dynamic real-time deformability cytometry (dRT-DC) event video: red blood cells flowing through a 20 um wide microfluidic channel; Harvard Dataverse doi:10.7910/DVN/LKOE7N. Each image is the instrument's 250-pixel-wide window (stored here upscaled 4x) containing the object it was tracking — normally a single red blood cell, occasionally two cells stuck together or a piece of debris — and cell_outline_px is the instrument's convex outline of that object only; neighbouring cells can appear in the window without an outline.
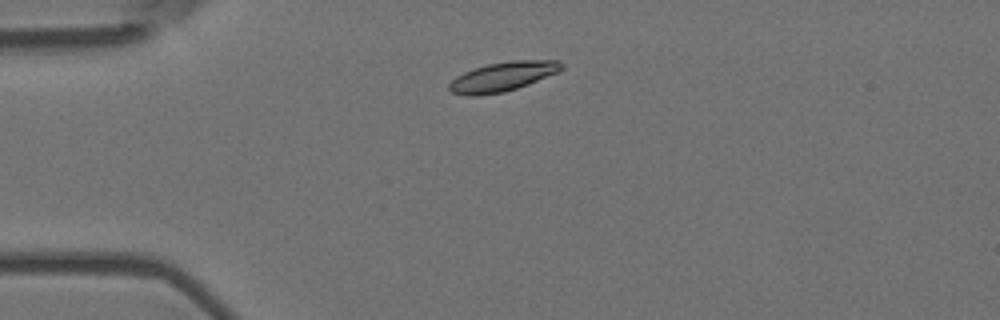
{"species": "Egyptian fruit bat (a non-hibernating species)", "species_latin": "Rousettus aegyptiacus", "temperature_condition": "room temperature", "stored_images_in_passage": 3, "camera_frame_rate_fps": 3000, "um_per_image_px": 0.085, "animal": {"sex": "female"}, "frame": {"image": 1, "passage_image": 2, "time_ms": 0.333, "image_size_px": [1000, 320], "cell_outline_px": [[564, 68], [560, 72], [528, 84], [504, 92], [476, 96], [468, 96], [452, 92], [448, 88], [448, 84], [456, 76], [464, 72], [488, 64], [512, 60], [560, 60], [564, 64]], "centroid_in_image_um": [42.77, 6.51], "position_along_channel_um": 42.2, "area_um2": 19.31}}